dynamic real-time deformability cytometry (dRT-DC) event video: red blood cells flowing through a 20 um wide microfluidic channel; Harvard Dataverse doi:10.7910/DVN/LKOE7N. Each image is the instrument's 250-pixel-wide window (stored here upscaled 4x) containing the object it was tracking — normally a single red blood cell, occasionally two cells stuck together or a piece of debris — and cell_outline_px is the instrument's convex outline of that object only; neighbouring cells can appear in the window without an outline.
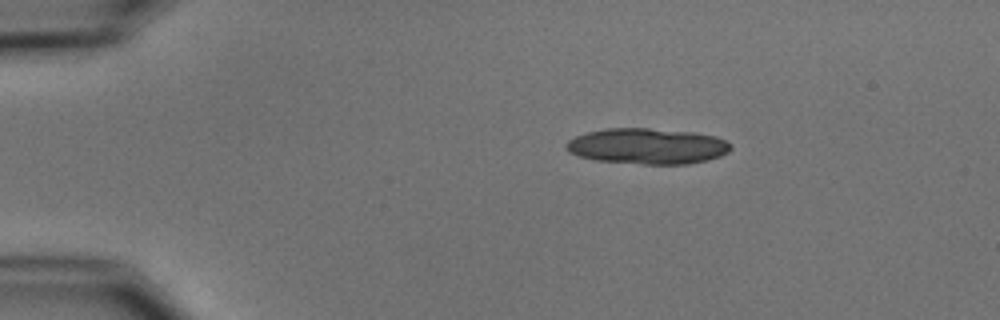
{"species": "common noctule bat (a hibernating species)", "species_latin": "Nyctalus noctula", "temperature_condition": "cold", "stored_images_in_passage": 3, "camera_frame_rate_fps": 3000, "um_per_image_px": 0.085, "animal": {"sex": "male", "body_mass_g": 15.6}, "frame": {"image": 1, "passage_image": 1, "time_ms": 0.0, "image_size_px": [1000, 320], "cell_outline_px": [[732, 148], [728, 152], [720, 156], [708, 160], [688, 164], [644, 164], [596, 160], [580, 156], [568, 152], [564, 148], [564, 144], [568, 140], [576, 136], [588, 132], [604, 128], [648, 128], [692, 132], [716, 136], [732, 144]], "centroid_in_image_um": [55.02, 12.42], "position_along_channel_um": 30.0, "area_um2": 34.45}}